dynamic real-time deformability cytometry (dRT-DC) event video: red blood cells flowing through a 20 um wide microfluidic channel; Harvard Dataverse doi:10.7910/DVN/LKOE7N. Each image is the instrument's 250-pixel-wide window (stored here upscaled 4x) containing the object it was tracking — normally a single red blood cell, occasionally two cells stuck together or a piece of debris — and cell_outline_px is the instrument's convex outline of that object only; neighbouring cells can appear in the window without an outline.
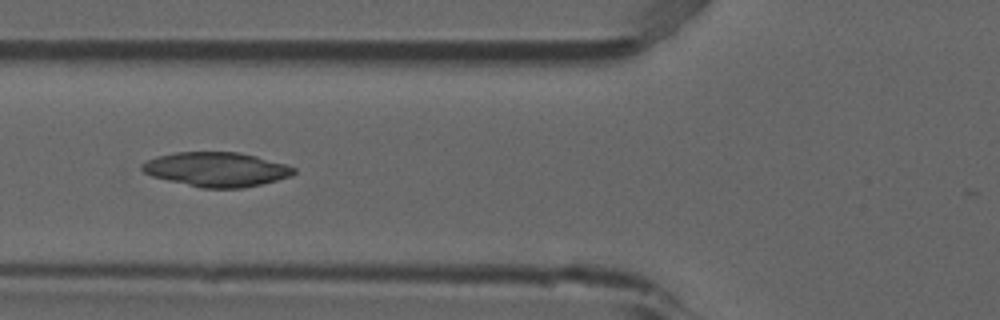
{"species": "common noctule bat (a hibernating species)", "species_latin": "Nyctalus noctula", "temperature_condition": "room temperature", "stored_images_in_passage": 8, "camera_frame_rate_fps": 3000, "um_per_image_px": 0.085, "animal": {"sex": "male", "forearm_length_mm": 52.5}, "frame": {"image": 1, "passage_image": 6, "time_ms": 1.667, "image_size_px": [1000, 320], "cell_outline_px": [[296, 172], [292, 176], [244, 188], [200, 188], [152, 176], [144, 172], [140, 168], [140, 164], [156, 156], [176, 152], [240, 152], [256, 156], [284, 164], [296, 168]], "centroid_in_image_um": [18.38, 14.4], "position_along_channel_um": 107.4, "area_um2": 30.4}}
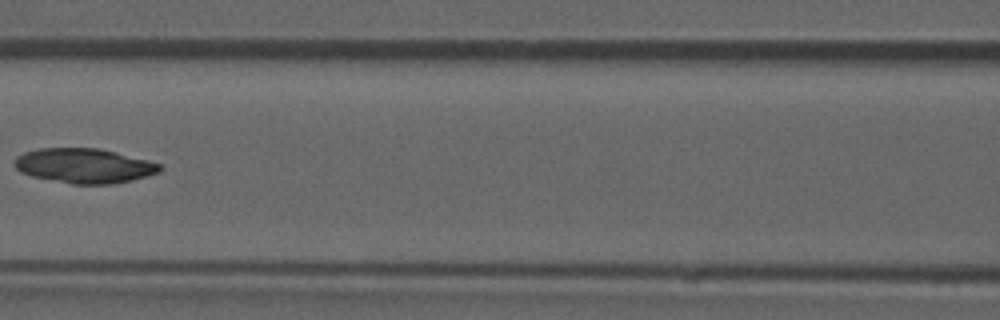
{"frame": {"image": 2, "passage_image": 7, "time_ms": 2.0, "image_size_px": [1000, 320], "cell_outline_px": [[164, 168], [160, 172], [132, 180], [112, 184], [72, 184], [32, 176], [20, 172], [12, 164], [16, 156], [24, 152], [40, 148], [100, 148], [164, 164]], "centroid_in_image_um": [7.17, 14.08], "position_along_channel_um": 159.4, "area_um2": 29.65}}